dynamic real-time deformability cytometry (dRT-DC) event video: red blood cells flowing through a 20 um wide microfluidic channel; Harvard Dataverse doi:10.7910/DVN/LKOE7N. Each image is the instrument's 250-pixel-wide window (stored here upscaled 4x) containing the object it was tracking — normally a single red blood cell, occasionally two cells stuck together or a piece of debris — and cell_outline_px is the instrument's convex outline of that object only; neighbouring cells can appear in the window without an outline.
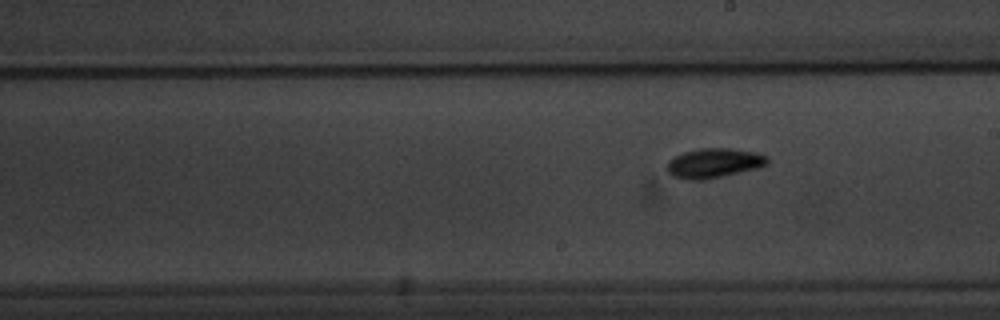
{"species": "common noctule bat (a hibernating species)", "species_latin": "Nyctalus noctula", "temperature_condition": "warm", "stored_images_in_passage": 11, "camera_frame_rate_fps": 3000, "um_per_image_px": 0.085, "animal": {"sex": "male", "body_mass_g": 20.1, "forearm_length_mm": 53.5}, "frame": {"image": 1, "passage_image": 11, "time_ms": 12.667, "image_size_px": [1000, 320], "cell_outline_px": [[768, 164], [756, 168], [704, 180], [684, 180], [672, 176], [668, 172], [668, 160], [672, 156], [684, 152], [700, 148], [732, 148], [756, 152], [768, 156]], "centroid_in_image_um": [60.66, 13.85], "position_along_channel_um": 228.3, "area_um2": 17.4}}